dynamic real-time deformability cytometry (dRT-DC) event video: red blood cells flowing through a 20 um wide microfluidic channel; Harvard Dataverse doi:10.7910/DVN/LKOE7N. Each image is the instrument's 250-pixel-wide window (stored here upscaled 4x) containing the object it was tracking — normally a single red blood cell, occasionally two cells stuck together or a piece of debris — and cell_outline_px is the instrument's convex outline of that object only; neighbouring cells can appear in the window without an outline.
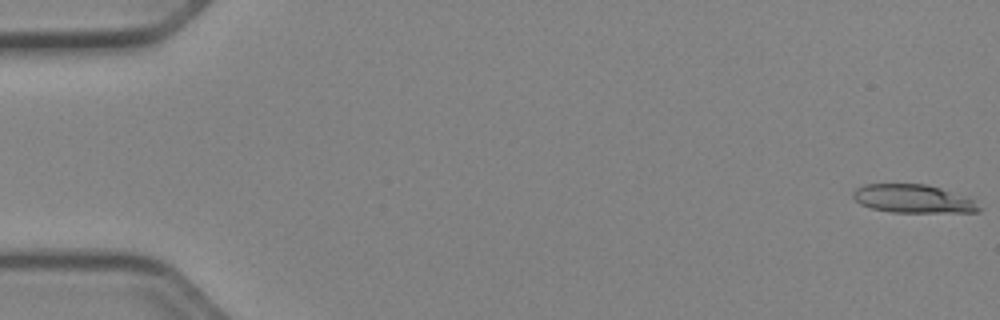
{"species": "Egyptian fruit bat (a non-hibernating species)", "species_latin": "Rousettus aegyptiacus", "temperature_condition": "cold", "stored_images_in_passage": 52, "camera_frame_rate_fps": 3000, "um_per_image_px": 0.085, "animal": {"sex": "female"}, "frame": {"image": 1, "passage_image": 1, "time_ms": 0.0, "image_size_px": [1000, 320], "cell_outline_px": [[980, 212], [892, 212], [872, 208], [860, 204], [852, 196], [852, 192], [856, 188], [864, 184], [924, 184], [940, 188], [972, 200], [980, 208]], "centroid_in_image_um": [77.54, 16.89], "position_along_channel_um": 7.5, "area_um2": 20.4}}
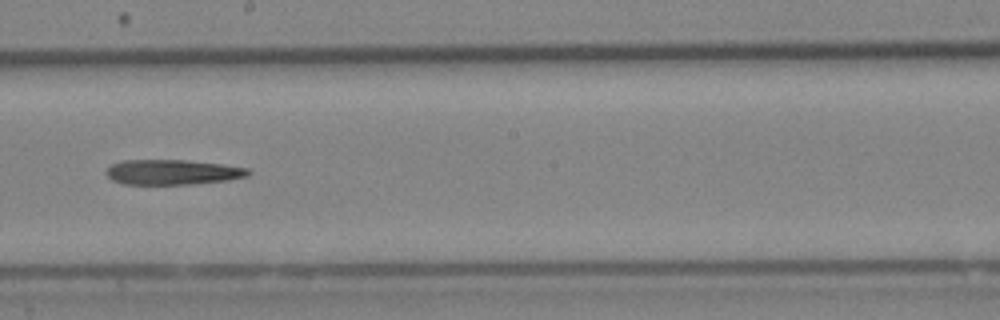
{"frame": {"image": 2, "passage_image": 30, "time_ms": 9.667, "image_size_px": [1000, 320], "cell_outline_px": [[252, 172], [248, 176], [228, 180], [192, 184], [124, 184], [112, 180], [104, 172], [112, 164], [124, 160], [188, 160], [220, 164], [248, 168]], "centroid_in_image_um": [14.67, 14.63], "position_along_channel_um": 233.5, "area_um2": 20.75}}
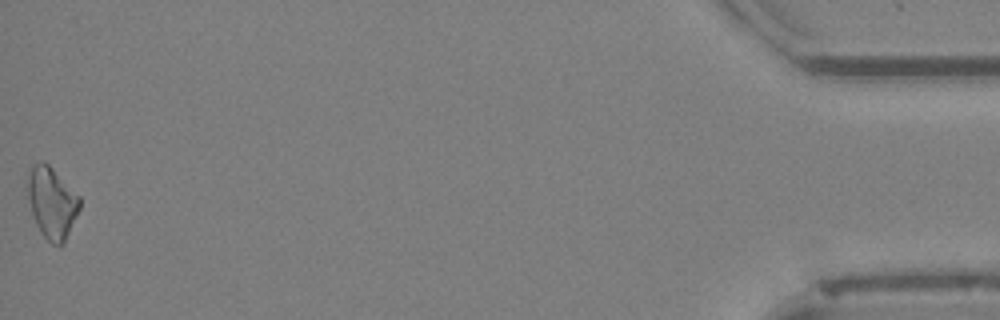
{"frame": {"image": 3, "passage_image": 52, "time_ms": 17.0, "image_size_px": [1000, 320], "cell_outline_px": [[80, 208], [64, 244], [60, 248], [52, 244], [40, 232], [36, 224], [32, 212], [24, 184], [28, 172], [32, 164], [40, 160], [44, 160], [80, 196]], "centroid_in_image_um": [4.38, 17.21], "position_along_channel_um": 430.8, "area_um2": 22.14}}